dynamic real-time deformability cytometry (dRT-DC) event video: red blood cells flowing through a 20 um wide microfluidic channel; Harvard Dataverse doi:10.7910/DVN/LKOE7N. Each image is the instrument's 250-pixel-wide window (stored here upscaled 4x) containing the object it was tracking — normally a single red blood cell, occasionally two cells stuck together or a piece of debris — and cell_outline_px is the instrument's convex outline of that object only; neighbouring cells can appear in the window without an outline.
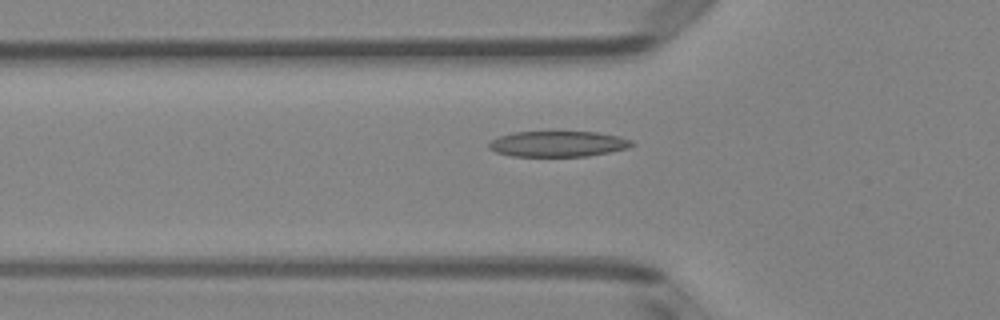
{"species": "Egyptian fruit bat (a non-hibernating species)", "species_latin": "Rousettus aegyptiacus", "temperature_condition": "room temperature", "stored_images_in_passage": 49, "camera_frame_rate_fps": 3000, "um_per_image_px": 0.085, "animal": {"sex": "female"}, "frame": {"image": 1, "passage_image": 17, "time_ms": 5.333, "image_size_px": [1000, 320], "cell_outline_px": [[636, 144], [628, 148], [588, 156], [512, 156], [496, 152], [488, 148], [488, 144], [492, 140], [500, 136], [512, 132], [596, 132], [620, 136], [632, 140]], "centroid_in_image_um": [47.45, 12.23], "position_along_channel_um": 78.4, "area_um2": 21.39}}
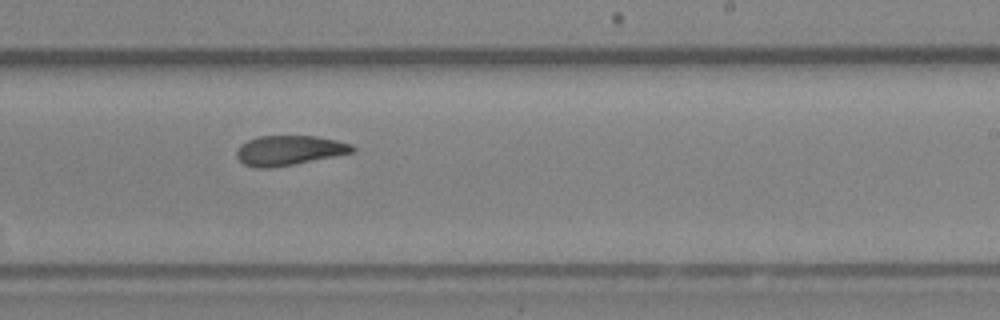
{"frame": {"image": 2, "passage_image": 31, "time_ms": 10.0, "image_size_px": [1000, 320], "cell_outline_px": [[356, 152], [296, 164], [272, 168], [256, 168], [244, 164], [236, 156], [236, 152], [240, 144], [248, 140], [260, 136], [316, 136], [336, 140], [352, 144], [356, 148]], "centroid_in_image_um": [24.6, 12.79], "position_along_channel_um": 264.4, "area_um2": 20.29}}
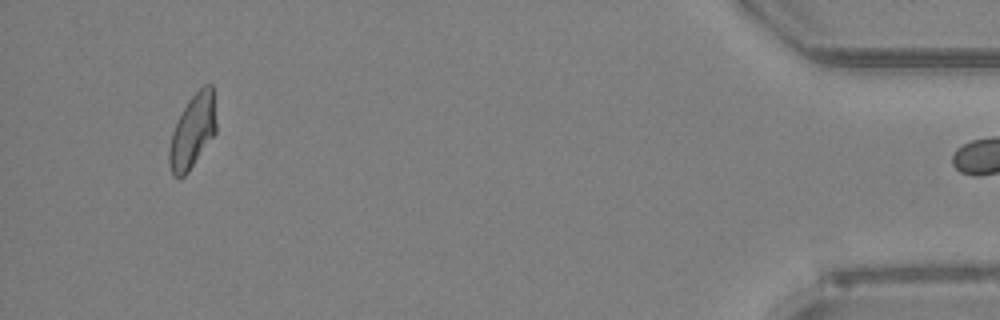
{"frame": {"image": 3, "passage_image": 48, "time_ms": 15.667, "image_size_px": [1000, 320], "cell_outline_px": [[216, 132], [188, 172], [184, 176], [172, 176], [168, 164], [168, 148], [172, 132], [176, 120], [188, 100], [204, 84], [212, 84], [216, 124]], "centroid_in_image_um": [16.34, 11.16], "position_along_channel_um": 418.9, "area_um2": 20.23}}